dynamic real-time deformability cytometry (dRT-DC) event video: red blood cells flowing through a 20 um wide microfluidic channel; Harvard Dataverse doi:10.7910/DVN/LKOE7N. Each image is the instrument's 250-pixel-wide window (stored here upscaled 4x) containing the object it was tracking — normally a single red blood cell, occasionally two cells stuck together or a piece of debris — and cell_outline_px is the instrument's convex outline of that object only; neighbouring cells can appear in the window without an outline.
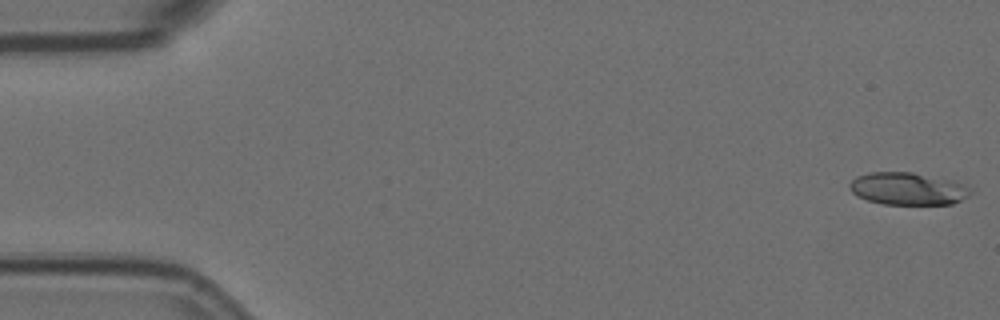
{"species": "Egyptian fruit bat (a non-hibernating species)", "species_latin": "Rousettus aegyptiacus", "temperature_condition": "room temperature", "stored_images_in_passage": 9, "camera_frame_rate_fps": 3000, "um_per_image_px": 0.085, "animal": {"sex": "female"}, "frame": {"image": 1, "passage_image": 1, "time_ms": 0.0, "image_size_px": [1000, 320], "cell_outline_px": [[968, 196], [952, 204], [884, 204], [868, 200], [856, 196], [852, 192], [848, 184], [856, 176], [868, 172], [912, 172], [952, 180], [968, 184]], "centroid_in_image_um": [77.13, 16.03], "position_along_channel_um": 7.9, "area_um2": 22.83}}
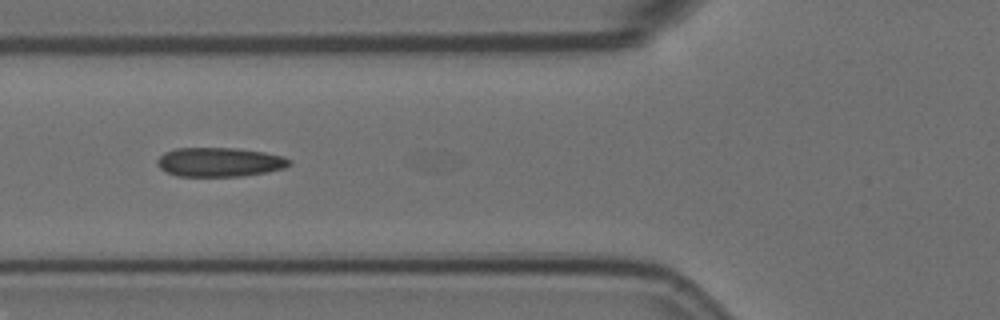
{"frame": {"image": 2, "passage_image": 7, "time_ms": 2.0, "image_size_px": [1000, 320], "cell_outline_px": [[292, 164], [284, 168], [268, 172], [244, 176], [176, 176], [160, 168], [156, 164], [156, 160], [164, 152], [176, 148], [240, 148], [264, 152], [284, 156], [292, 160]], "centroid_in_image_um": [18.69, 13.77], "position_along_channel_um": 107.1, "area_um2": 22.72}}
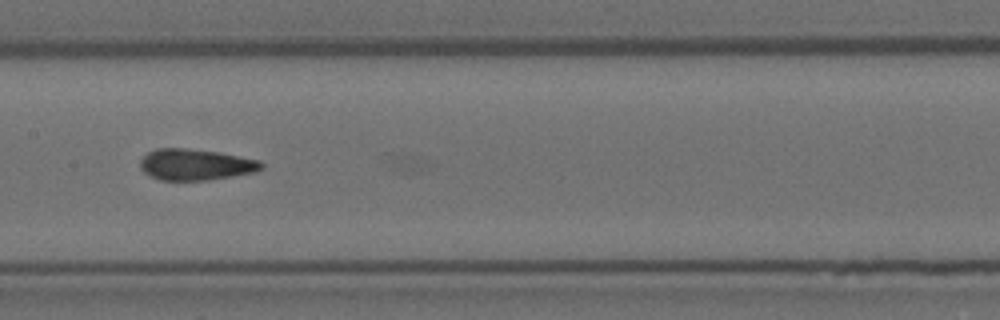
{"frame": {"image": 3, "passage_image": 9, "time_ms": 2.667, "image_size_px": [1000, 320], "cell_outline_px": [[264, 168], [256, 172], [208, 180], [160, 180], [148, 176], [140, 168], [140, 160], [148, 152], [156, 148], [188, 148], [220, 152], [260, 160], [264, 164]], "centroid_in_image_um": [16.63, 13.98], "position_along_channel_um": 190.8, "area_um2": 22.31}}